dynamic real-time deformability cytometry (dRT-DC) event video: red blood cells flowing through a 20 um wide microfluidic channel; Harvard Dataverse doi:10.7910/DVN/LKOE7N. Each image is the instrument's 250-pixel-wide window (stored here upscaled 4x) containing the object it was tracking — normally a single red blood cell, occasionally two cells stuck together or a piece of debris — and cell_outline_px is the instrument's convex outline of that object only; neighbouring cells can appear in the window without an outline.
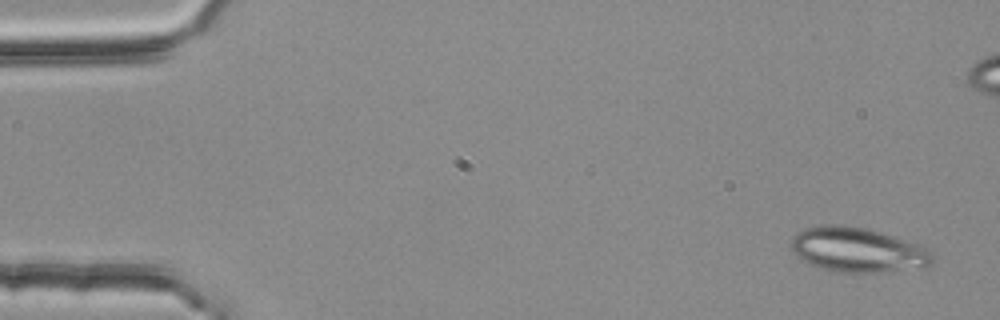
{"species": "common noctule bat (a hibernating species)", "species_latin": "Nyctalus noctula", "temperature_condition": "room temperature", "stored_images_in_passage": 4, "camera_frame_rate_fps": 3000, "um_per_image_px": 0.085, "animal": {"sex": "female", "body_mass_g": 25.1}, "frame": {"image": 1, "passage_image": 1, "time_ms": 0.0, "image_size_px": [1000, 320], "cell_outline_px": [[936, 256], [928, 264], [880, 272], [840, 272], [824, 268], [812, 264], [796, 256], [792, 248], [792, 236], [796, 232], [804, 228], [828, 224], [840, 224], [864, 228], [880, 232], [928, 248]], "centroid_in_image_um": [72.84, 21.21], "position_along_channel_um": 12.2, "area_um2": 35.95}}